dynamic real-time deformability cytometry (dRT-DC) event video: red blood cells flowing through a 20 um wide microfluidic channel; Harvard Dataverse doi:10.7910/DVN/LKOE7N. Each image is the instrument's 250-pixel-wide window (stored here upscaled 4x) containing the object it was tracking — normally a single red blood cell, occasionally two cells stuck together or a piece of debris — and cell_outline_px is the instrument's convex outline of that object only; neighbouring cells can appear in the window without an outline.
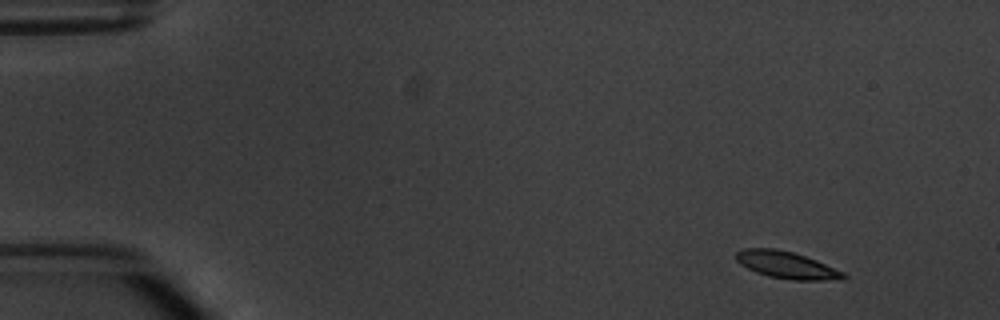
{"species": "common noctule bat (a hibernating species)", "species_latin": "Nyctalus noctula", "temperature_condition": "warm", "stored_images_in_passage": 5, "camera_frame_rate_fps": 3000, "um_per_image_px": 0.085, "animal": {"sex": "male", "body_mass_g": 20.1, "forearm_length_mm": 53.5}, "frame": {"image": 1, "passage_image": 1, "time_ms": 0.0, "image_size_px": [1000, 320], "cell_outline_px": [[848, 276], [844, 280], [792, 280], [768, 276], [756, 272], [740, 264], [732, 256], [736, 252], [744, 248], [776, 248], [792, 252], [816, 260], [844, 272]], "centroid_in_image_um": [66.85, 22.52], "position_along_channel_um": 18.2, "area_um2": 17.05}}